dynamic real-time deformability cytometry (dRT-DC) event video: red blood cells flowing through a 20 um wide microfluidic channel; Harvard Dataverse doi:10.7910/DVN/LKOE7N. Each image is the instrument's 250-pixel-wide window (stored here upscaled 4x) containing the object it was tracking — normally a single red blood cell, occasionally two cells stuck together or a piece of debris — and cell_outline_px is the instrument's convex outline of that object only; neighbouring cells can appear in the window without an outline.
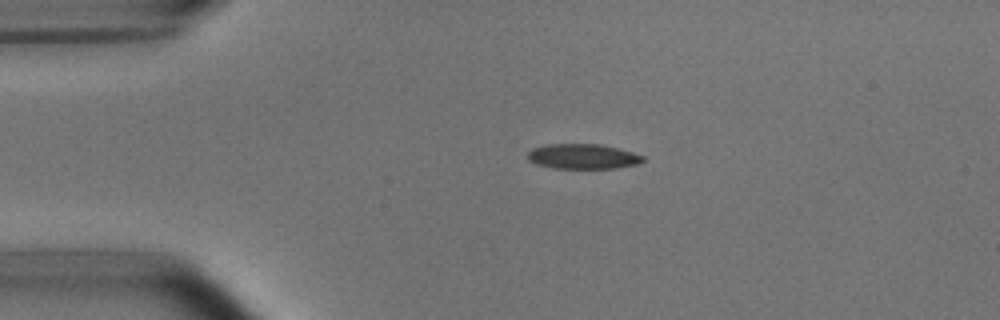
{"species": "common noctule bat (a hibernating species)", "species_latin": "Nyctalus noctula", "temperature_condition": "room temperature", "stored_images_in_passage": 31, "camera_frame_rate_fps": 3000, "um_per_image_px": 0.085, "animal": {"sex": "male", "body_mass_g": 15.6}, "frame": {"image": 1, "passage_image": 1, "time_ms": 0.0, "image_size_px": [1000, 320], "cell_outline_px": [[644, 160], [636, 164], [616, 168], [552, 168], [536, 164], [528, 160], [528, 152], [532, 148], [544, 144], [600, 144], [632, 152], [644, 156]], "centroid_in_image_um": [49.5, 13.29], "position_along_channel_um": 35.5, "area_um2": 16.76}}
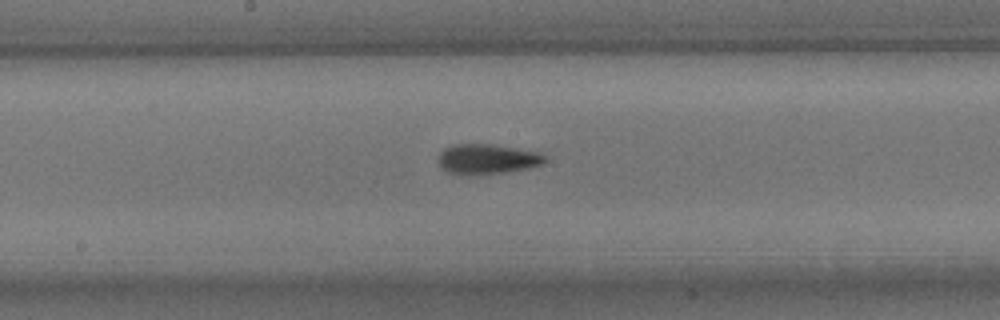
{"frame": {"image": 2, "passage_image": 17, "time_ms": 5.333, "image_size_px": [1000, 320], "cell_outline_px": [[548, 160], [544, 164], [528, 168], [504, 172], [448, 172], [440, 168], [440, 152], [444, 148], [452, 144], [492, 144], [540, 152], [548, 156]], "centroid_in_image_um": [41.5, 13.47], "position_along_channel_um": 206.7, "area_um2": 18.15}}
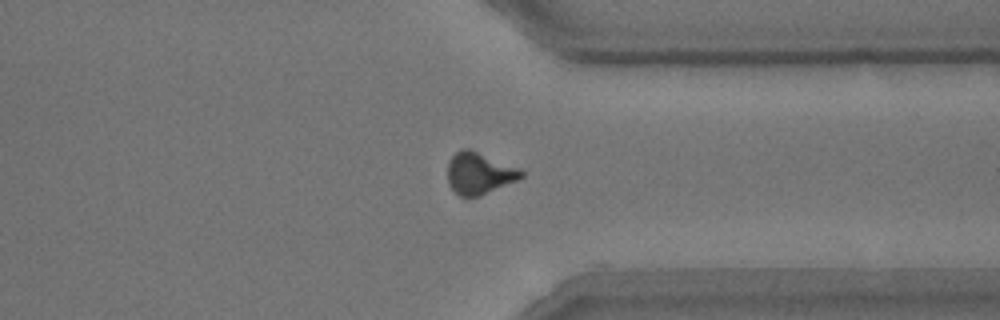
{"frame": {"image": 3, "passage_image": 30, "time_ms": 9.667, "image_size_px": [1000, 320], "cell_outline_px": [[524, 176], [516, 180], [480, 196], [460, 196], [448, 184], [448, 160], [456, 152], [464, 148], [468, 148], [520, 168], [524, 172]], "centroid_in_image_um": [40.73, 14.72], "position_along_channel_um": 370.7, "area_um2": 17.74}, "authors_computed_cell_mechanics": {"area_um2": 17.9758, "velocity_mm_per_s": 3.8288, "shape_relaxation_time_tau1_ms": 4.7266, "shape_relaxation_time_tau2_ms": 2.3364, "deformation_change_tau1": 0.1556, "deformation_change_tau2": 0.0894}}